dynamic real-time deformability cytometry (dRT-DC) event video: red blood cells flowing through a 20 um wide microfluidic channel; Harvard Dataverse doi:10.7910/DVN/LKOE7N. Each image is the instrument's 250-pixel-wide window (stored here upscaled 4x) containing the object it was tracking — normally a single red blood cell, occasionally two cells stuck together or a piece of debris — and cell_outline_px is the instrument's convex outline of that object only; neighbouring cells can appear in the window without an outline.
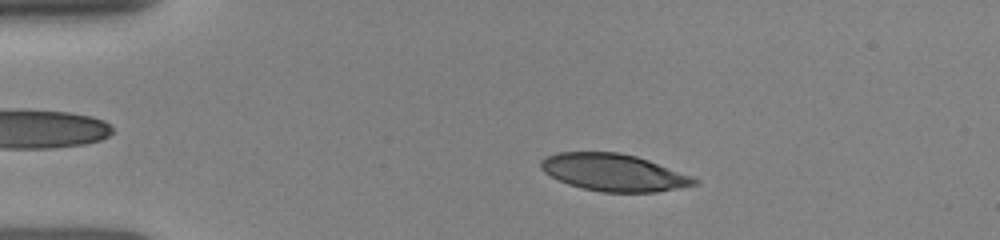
{"species": "human", "species_latin": "Homo sapiens", "temperature_condition": "room temperature", "stored_images_in_passage": 24, "camera_frame_rate_fps": 3000, "um_per_image_px": 0.085, "donor": {"sex": "female"}, "frame": {"image": 1, "passage_image": 8, "time_ms": 2.667, "image_size_px": [1000, 240], "cell_outline_px": [[700, 184], [656, 192], [604, 192], [580, 188], [568, 184], [544, 172], [540, 168], [540, 160], [548, 156], [560, 152], [616, 152], [636, 156], [648, 160], [692, 176], [700, 180]], "centroid_in_image_um": [52.18, 14.67], "position_along_channel_um": 32.8, "area_um2": 33.12}}
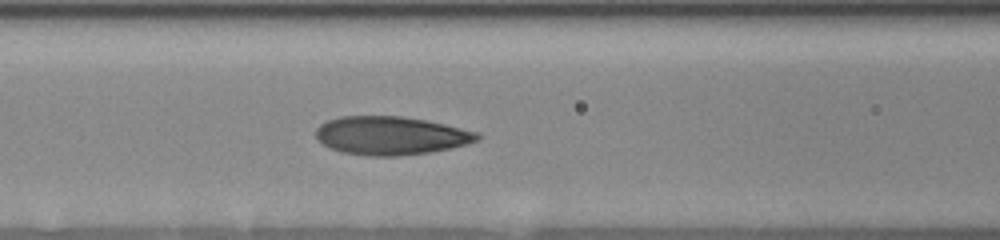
{"frame": {"image": 2, "passage_image": 19, "time_ms": 6.333, "image_size_px": [1000, 240], "cell_outline_px": [[480, 140], [468, 144], [452, 148], [428, 152], [396, 156], [368, 156], [340, 152], [316, 140], [316, 128], [320, 124], [328, 120], [340, 116], [404, 116], [444, 124], [476, 132], [480, 136]], "centroid_in_image_um": [33.2, 11.53], "position_along_channel_um": 133.4, "area_um2": 36.13}}
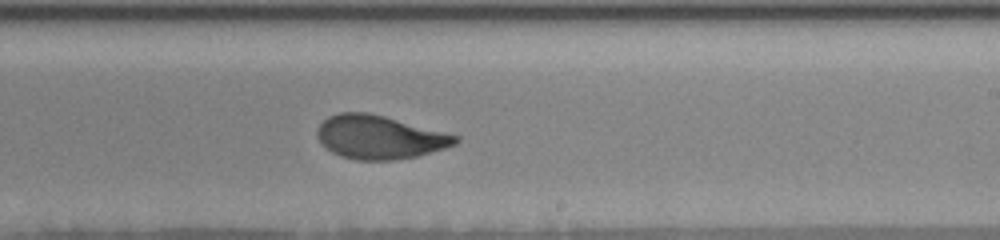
{"frame": {"image": 3, "passage_image": 24, "time_ms": 9.333, "image_size_px": [1000, 240], "cell_outline_px": [[460, 140], [456, 144], [444, 148], [416, 156], [396, 160], [356, 160], [340, 156], [332, 152], [316, 136], [316, 128], [328, 116], [340, 112], [368, 112], [384, 116], [460, 136]], "centroid_in_image_um": [32.25, 11.66], "position_along_channel_um": 256.8, "area_um2": 34.91}}